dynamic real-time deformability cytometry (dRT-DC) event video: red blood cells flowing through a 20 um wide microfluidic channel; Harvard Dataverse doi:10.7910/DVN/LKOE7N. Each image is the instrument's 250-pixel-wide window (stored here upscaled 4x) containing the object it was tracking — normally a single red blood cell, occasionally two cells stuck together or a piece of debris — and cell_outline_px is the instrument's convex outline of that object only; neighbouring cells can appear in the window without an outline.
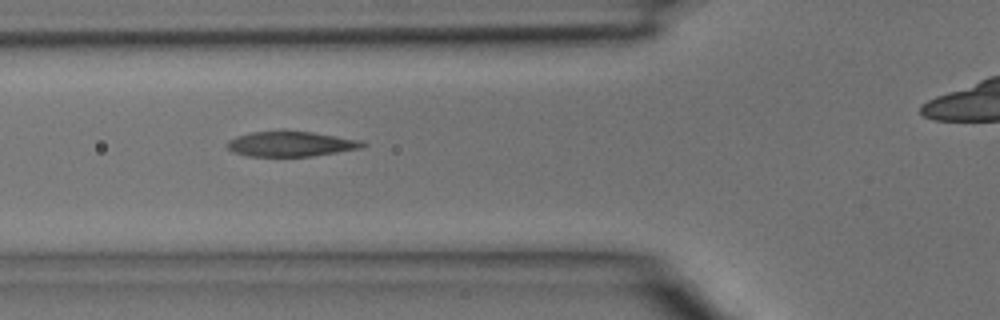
{"species": "common noctule bat (a hibernating species)", "species_latin": "Nyctalus noctula", "temperature_condition": "room temperature", "stored_images_in_passage": 25, "camera_frame_rate_fps": 3000, "um_per_image_px": 0.085, "animal": {"sex": "male", "body_mass_g": 15.6}, "frame": {"image": 1, "passage_image": 4, "time_ms": 1.0, "image_size_px": [1000, 320], "cell_outline_px": [[368, 144], [364, 148], [312, 156], [248, 156], [236, 152], [228, 148], [224, 144], [228, 140], [236, 136], [252, 132], [284, 128], [312, 132], [364, 140]], "centroid_in_image_um": [24.76, 12.19], "position_along_channel_um": 101.0, "area_um2": 20.58}}